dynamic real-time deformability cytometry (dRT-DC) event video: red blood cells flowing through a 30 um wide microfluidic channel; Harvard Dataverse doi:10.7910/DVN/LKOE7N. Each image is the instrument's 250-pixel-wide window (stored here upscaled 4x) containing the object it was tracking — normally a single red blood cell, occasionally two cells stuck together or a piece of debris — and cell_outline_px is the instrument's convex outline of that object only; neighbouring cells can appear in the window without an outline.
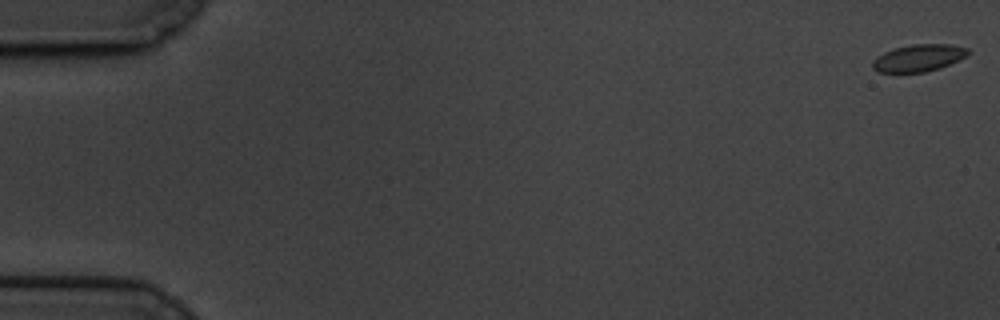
{"species": "common noctule bat (a hibernating species)", "species_latin": "Nyctalus noctula", "temperature_condition": "cold", "stored_images_in_passage": 55, "camera_frame_rate_fps": 3000, "um_per_image_px": 0.085, "animal": {"sex": "male", "body_mass_g": 19.5, "forearm_length_mm": 54.6}, "frame": {"image": 1, "passage_image": 1, "time_ms": 0.0, "image_size_px": [1000, 320], "cell_outline_px": [[968, 52], [964, 56], [940, 68], [924, 72], [880, 72], [872, 68], [872, 60], [876, 56], [884, 52], [896, 48], [916, 44], [952, 44], [968, 48]], "centroid_in_image_um": [78.03, 4.92], "position_along_channel_um": 7.0, "area_um2": 14.8}}
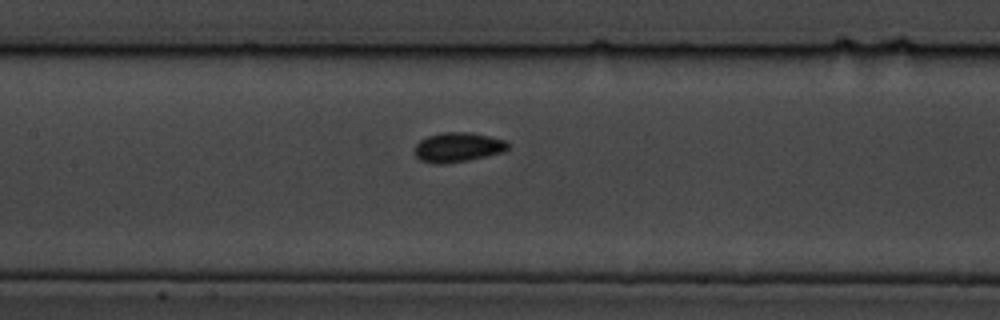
{"frame": {"image": 2, "passage_image": 29, "time_ms": 9.333, "image_size_px": [1000, 320], "cell_outline_px": [[508, 148], [504, 152], [444, 164], [432, 164], [420, 160], [416, 156], [416, 144], [420, 140], [428, 136], [440, 132], [472, 132], [504, 140], [508, 144]], "centroid_in_image_um": [38.89, 12.51], "position_along_channel_um": 168.5, "area_um2": 15.9}}
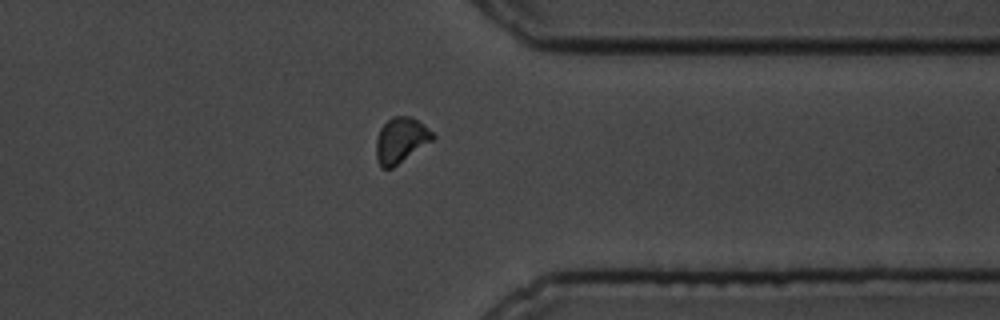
{"frame": {"image": 3, "passage_image": 48, "time_ms": 15.667, "image_size_px": [1000, 320], "cell_outline_px": [[436, 136], [432, 140], [392, 168], [380, 168], [376, 160], [376, 140], [380, 128], [392, 116], [412, 116], [424, 124]], "centroid_in_image_um": [34.05, 11.91], "position_along_channel_um": 377.4, "area_um2": 14.91}}